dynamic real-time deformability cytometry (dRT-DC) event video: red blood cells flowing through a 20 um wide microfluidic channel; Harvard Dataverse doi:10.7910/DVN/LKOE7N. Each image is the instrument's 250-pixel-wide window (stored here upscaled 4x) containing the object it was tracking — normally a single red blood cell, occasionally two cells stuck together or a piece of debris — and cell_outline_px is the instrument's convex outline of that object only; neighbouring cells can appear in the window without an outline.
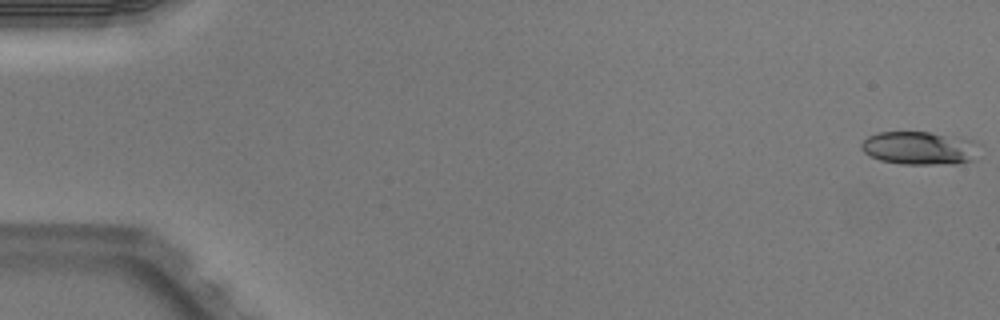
{"species": "Egyptian fruit bat (a non-hibernating species)", "species_latin": "Rousettus aegyptiacus", "temperature_condition": "warm", "stored_images_in_passage": 51, "camera_frame_rate_fps": 3000, "um_per_image_px": 0.085, "animal": {"sex": "male"}, "frame": {"image": 1, "passage_image": 1, "time_ms": 0.0, "image_size_px": [1000, 320], "cell_outline_px": [[980, 144], [976, 160], [956, 164], [900, 164], [880, 160], [864, 152], [860, 148], [860, 144], [868, 136], [876, 132], [928, 132], [972, 140]], "centroid_in_image_um": [78.19, 12.6], "position_along_channel_um": 6.8, "area_um2": 23.06}}
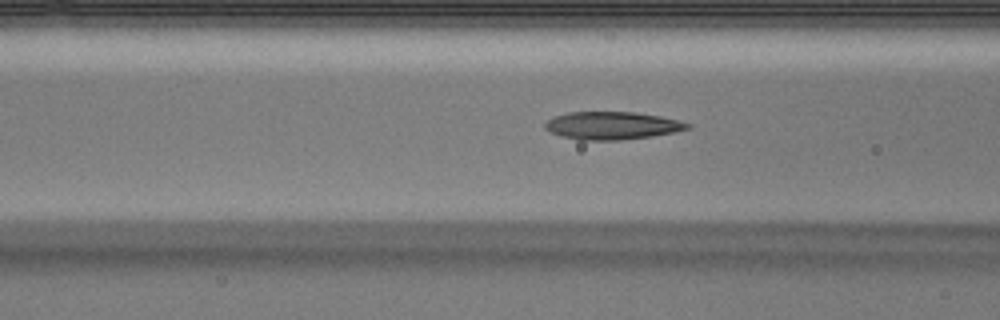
{"frame": {"image": 2, "passage_image": 21, "time_ms": 6.667, "image_size_px": [1000, 320], "cell_outline_px": [[692, 128], [676, 132], [652, 136], [620, 140], [580, 140], [560, 136], [544, 128], [544, 124], [552, 116], [568, 112], [636, 112], [660, 116], [692, 124]], "centroid_in_image_um": [52.03, 10.67], "position_along_channel_um": 114.6, "area_um2": 23.18}}
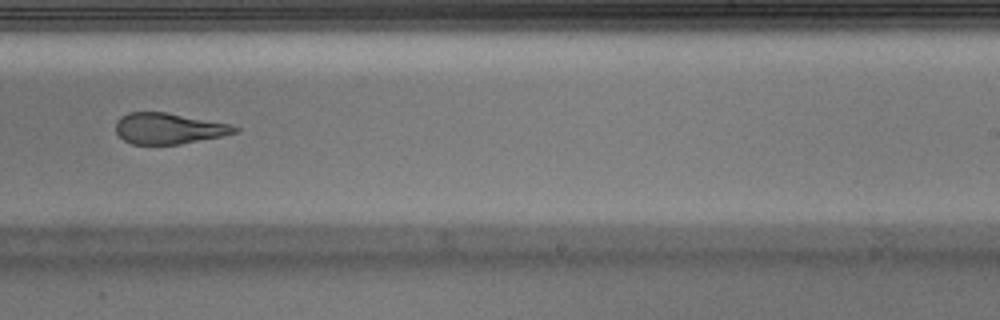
{"frame": {"image": 3, "passage_image": 33, "time_ms": 10.667, "image_size_px": [1000, 320], "cell_outline_px": [[240, 128], [236, 132], [224, 136], [180, 144], [132, 144], [124, 140], [116, 132], [116, 120], [120, 116], [128, 112], [168, 112], [232, 124]], "centroid_in_image_um": [14.36, 10.91], "position_along_channel_um": 274.6, "area_um2": 21.68}, "authors_computed_cell_mechanics": {"area_um2": 22.4842, "velocity_mm_per_s": 4.0024, "shape_relaxation_time_tau1_ms": null, "shape_relaxation_time_tau2_ms": 2.2724, "deformation_change_tau1": null, "deformation_change_tau2": 0.1211}}